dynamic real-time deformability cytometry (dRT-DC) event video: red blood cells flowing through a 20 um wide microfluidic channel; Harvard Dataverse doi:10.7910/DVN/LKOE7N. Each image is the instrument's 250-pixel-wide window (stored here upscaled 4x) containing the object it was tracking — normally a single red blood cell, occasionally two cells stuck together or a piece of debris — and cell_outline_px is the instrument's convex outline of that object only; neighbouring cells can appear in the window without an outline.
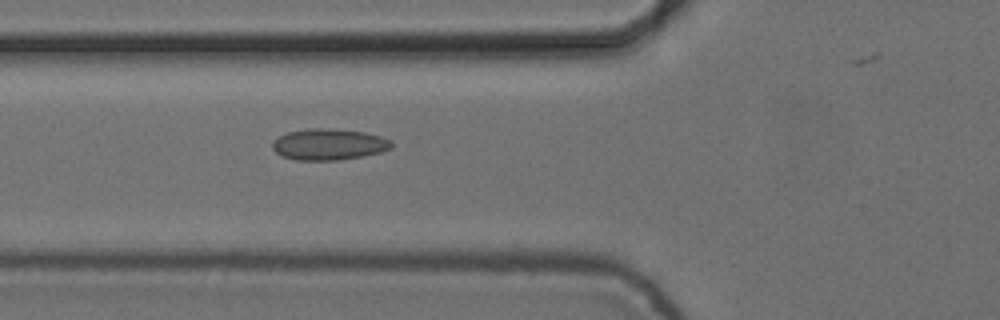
{"species": "common noctule bat (a hibernating species)", "species_latin": "Nyctalus noctula", "temperature_condition": "cold", "stored_images_in_passage": 6, "camera_frame_rate_fps": 3000, "um_per_image_px": 0.085, "animal": {"sex": "female", "body_mass_g": 24.6, "forearm_length_mm": 56.2}, "frame": {"image": 1, "passage_image": 6, "time_ms": 1.667, "image_size_px": [1000, 320], "cell_outline_px": [[392, 148], [380, 152], [364, 156], [340, 160], [296, 160], [280, 156], [272, 148], [272, 140], [288, 132], [308, 128], [328, 128], [364, 132], [380, 136], [392, 140]], "centroid_in_image_um": [27.94, 12.27], "position_along_channel_um": 97.9, "area_um2": 21.85}}